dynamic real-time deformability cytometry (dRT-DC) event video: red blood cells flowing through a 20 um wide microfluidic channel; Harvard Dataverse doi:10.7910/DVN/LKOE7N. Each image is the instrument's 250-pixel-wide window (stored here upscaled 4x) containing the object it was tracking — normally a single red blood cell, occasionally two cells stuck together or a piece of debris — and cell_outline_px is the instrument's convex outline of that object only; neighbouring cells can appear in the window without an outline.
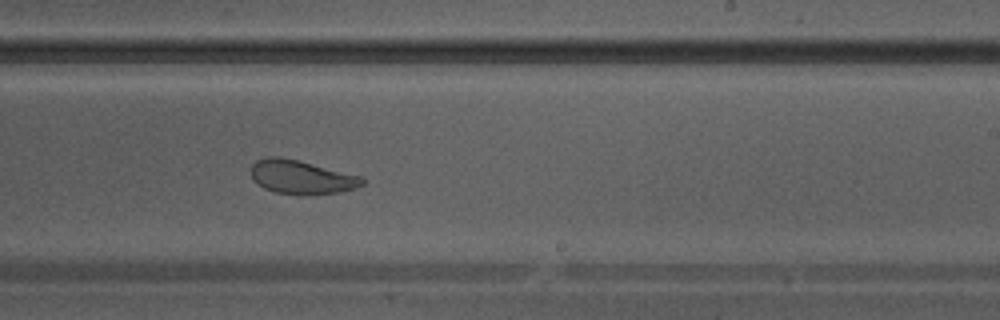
{"species": "Egyptian fruit bat (a non-hibernating species)", "species_latin": "Rousettus aegyptiacus", "temperature_condition": "warm", "stored_images_in_passage": 37, "camera_frame_rate_fps": 3000, "um_per_image_px": 0.085, "animal": {"sex": "male"}, "frame": {"image": 1, "passage_image": 22, "time_ms": 7.0, "image_size_px": [1000, 320], "cell_outline_px": [[364, 184], [340, 192], [300, 196], [276, 192], [264, 188], [252, 180], [252, 164], [256, 160], [268, 156], [276, 156], [296, 160], [360, 176], [364, 180]], "centroid_in_image_um": [25.57, 15.07], "position_along_channel_um": 263.4, "area_um2": 21.68}}